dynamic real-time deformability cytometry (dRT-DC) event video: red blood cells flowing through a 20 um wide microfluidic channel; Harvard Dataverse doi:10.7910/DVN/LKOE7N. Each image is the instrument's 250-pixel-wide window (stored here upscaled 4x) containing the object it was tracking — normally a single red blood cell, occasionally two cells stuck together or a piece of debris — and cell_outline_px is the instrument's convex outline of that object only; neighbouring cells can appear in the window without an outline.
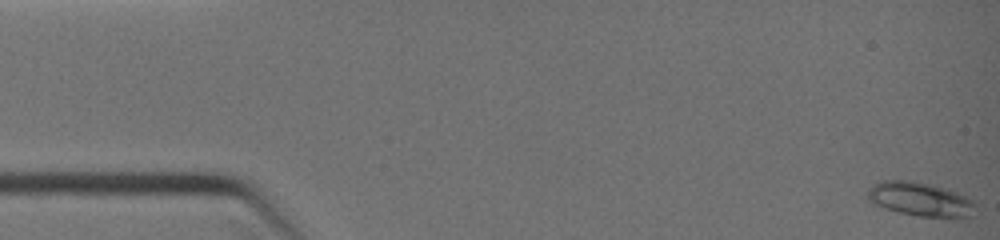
{"species": "common noctule bat (a hibernating species)", "species_latin": "Nyctalus noctula", "temperature_condition": "warm", "stored_images_in_passage": 17, "camera_frame_rate_fps": 3000, "um_per_image_px": 0.085, "animal": {"sex": "female", "body_mass_g": 19.0, "forearm_length_mm": 51.5}, "frame": {"image": 1, "passage_image": 1, "time_ms": 0.0, "image_size_px": [1000, 240], "cell_outline_px": [[976, 204], [968, 216], [920, 216], [900, 212], [872, 204], [868, 200], [868, 188], [880, 180], [908, 180], [932, 184], [956, 192], [972, 200]], "centroid_in_image_um": [78.13, 16.9], "position_along_channel_um": 6.9, "area_um2": 20.87}}